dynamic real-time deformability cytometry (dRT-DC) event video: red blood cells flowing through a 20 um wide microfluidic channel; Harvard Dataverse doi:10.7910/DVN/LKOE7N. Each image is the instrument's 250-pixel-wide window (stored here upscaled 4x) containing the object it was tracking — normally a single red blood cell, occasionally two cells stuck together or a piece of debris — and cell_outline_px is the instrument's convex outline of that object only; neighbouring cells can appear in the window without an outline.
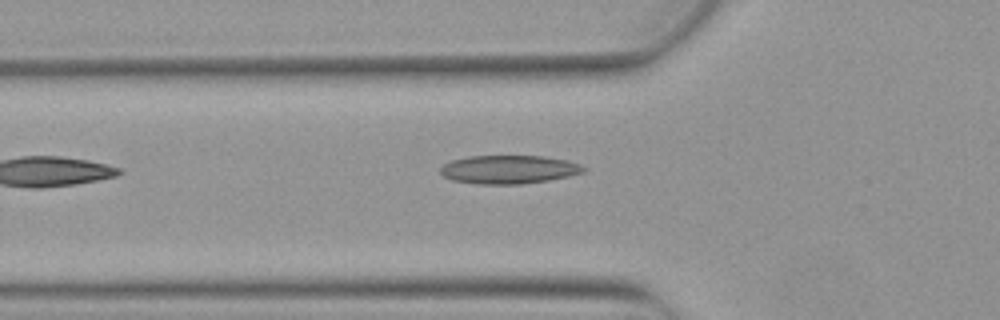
{"species": "Egyptian fruit bat (a non-hibernating species)", "species_latin": "Rousettus aegyptiacus", "temperature_condition": "warm", "stored_images_in_passage": 2, "camera_frame_rate_fps": 3000, "um_per_image_px": 0.085, "animal": {"sex": "female"}, "frame": {"image": 1, "passage_image": 2, "time_ms": 0.333, "image_size_px": [1000, 320], "cell_outline_px": [[588, 168], [584, 172], [568, 176], [548, 180], [520, 184], [480, 184], [452, 180], [444, 176], [440, 172], [440, 168], [444, 164], [452, 160], [468, 156], [544, 156], [568, 160], [580, 164]], "centroid_in_image_um": [43.27, 14.4], "position_along_channel_um": 82.5, "area_um2": 23.76}}